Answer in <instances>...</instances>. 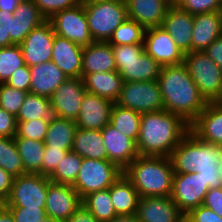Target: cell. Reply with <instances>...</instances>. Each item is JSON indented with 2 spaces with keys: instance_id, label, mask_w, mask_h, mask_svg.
<instances>
[{
  "instance_id": "cell-20",
  "label": "cell",
  "mask_w": 222,
  "mask_h": 222,
  "mask_svg": "<svg viewBox=\"0 0 222 222\" xmlns=\"http://www.w3.org/2000/svg\"><path fill=\"white\" fill-rule=\"evenodd\" d=\"M83 47L55 34L51 61L67 78H82Z\"/></svg>"
},
{
  "instance_id": "cell-9",
  "label": "cell",
  "mask_w": 222,
  "mask_h": 222,
  "mask_svg": "<svg viewBox=\"0 0 222 222\" xmlns=\"http://www.w3.org/2000/svg\"><path fill=\"white\" fill-rule=\"evenodd\" d=\"M51 180L41 174H24L14 177L7 207L45 208L47 190Z\"/></svg>"
},
{
  "instance_id": "cell-46",
  "label": "cell",
  "mask_w": 222,
  "mask_h": 222,
  "mask_svg": "<svg viewBox=\"0 0 222 222\" xmlns=\"http://www.w3.org/2000/svg\"><path fill=\"white\" fill-rule=\"evenodd\" d=\"M14 12L0 10V48L14 45L12 43Z\"/></svg>"
},
{
  "instance_id": "cell-61",
  "label": "cell",
  "mask_w": 222,
  "mask_h": 222,
  "mask_svg": "<svg viewBox=\"0 0 222 222\" xmlns=\"http://www.w3.org/2000/svg\"><path fill=\"white\" fill-rule=\"evenodd\" d=\"M219 175H220V178H221V181H222V163H221L220 168H219Z\"/></svg>"
},
{
  "instance_id": "cell-49",
  "label": "cell",
  "mask_w": 222,
  "mask_h": 222,
  "mask_svg": "<svg viewBox=\"0 0 222 222\" xmlns=\"http://www.w3.org/2000/svg\"><path fill=\"white\" fill-rule=\"evenodd\" d=\"M17 130L16 116L0 107V137L14 138Z\"/></svg>"
},
{
  "instance_id": "cell-39",
  "label": "cell",
  "mask_w": 222,
  "mask_h": 222,
  "mask_svg": "<svg viewBox=\"0 0 222 222\" xmlns=\"http://www.w3.org/2000/svg\"><path fill=\"white\" fill-rule=\"evenodd\" d=\"M25 65L19 45L0 48V84L6 83L14 71Z\"/></svg>"
},
{
  "instance_id": "cell-18",
  "label": "cell",
  "mask_w": 222,
  "mask_h": 222,
  "mask_svg": "<svg viewBox=\"0 0 222 222\" xmlns=\"http://www.w3.org/2000/svg\"><path fill=\"white\" fill-rule=\"evenodd\" d=\"M101 134L108 160L124 171L139 155L136 142L110 123L101 130Z\"/></svg>"
},
{
  "instance_id": "cell-54",
  "label": "cell",
  "mask_w": 222,
  "mask_h": 222,
  "mask_svg": "<svg viewBox=\"0 0 222 222\" xmlns=\"http://www.w3.org/2000/svg\"><path fill=\"white\" fill-rule=\"evenodd\" d=\"M0 222H15L11 211L4 203L0 204Z\"/></svg>"
},
{
  "instance_id": "cell-45",
  "label": "cell",
  "mask_w": 222,
  "mask_h": 222,
  "mask_svg": "<svg viewBox=\"0 0 222 222\" xmlns=\"http://www.w3.org/2000/svg\"><path fill=\"white\" fill-rule=\"evenodd\" d=\"M15 222H41L47 215L45 208L8 207Z\"/></svg>"
},
{
  "instance_id": "cell-23",
  "label": "cell",
  "mask_w": 222,
  "mask_h": 222,
  "mask_svg": "<svg viewBox=\"0 0 222 222\" xmlns=\"http://www.w3.org/2000/svg\"><path fill=\"white\" fill-rule=\"evenodd\" d=\"M30 74V93L47 98L67 79L52 61L30 66Z\"/></svg>"
},
{
  "instance_id": "cell-56",
  "label": "cell",
  "mask_w": 222,
  "mask_h": 222,
  "mask_svg": "<svg viewBox=\"0 0 222 222\" xmlns=\"http://www.w3.org/2000/svg\"><path fill=\"white\" fill-rule=\"evenodd\" d=\"M108 222H139L136 214L134 215H116Z\"/></svg>"
},
{
  "instance_id": "cell-33",
  "label": "cell",
  "mask_w": 222,
  "mask_h": 222,
  "mask_svg": "<svg viewBox=\"0 0 222 222\" xmlns=\"http://www.w3.org/2000/svg\"><path fill=\"white\" fill-rule=\"evenodd\" d=\"M77 124L74 120L59 118L49 124L44 140L45 147L72 150Z\"/></svg>"
},
{
  "instance_id": "cell-21",
  "label": "cell",
  "mask_w": 222,
  "mask_h": 222,
  "mask_svg": "<svg viewBox=\"0 0 222 222\" xmlns=\"http://www.w3.org/2000/svg\"><path fill=\"white\" fill-rule=\"evenodd\" d=\"M161 26L173 37L184 53L192 52L193 15L178 6L168 8Z\"/></svg>"
},
{
  "instance_id": "cell-37",
  "label": "cell",
  "mask_w": 222,
  "mask_h": 222,
  "mask_svg": "<svg viewBox=\"0 0 222 222\" xmlns=\"http://www.w3.org/2000/svg\"><path fill=\"white\" fill-rule=\"evenodd\" d=\"M82 159L76 152L69 151L49 176V179L55 183L73 185L80 170Z\"/></svg>"
},
{
  "instance_id": "cell-47",
  "label": "cell",
  "mask_w": 222,
  "mask_h": 222,
  "mask_svg": "<svg viewBox=\"0 0 222 222\" xmlns=\"http://www.w3.org/2000/svg\"><path fill=\"white\" fill-rule=\"evenodd\" d=\"M31 74L30 67L24 65L14 71L6 84L18 90H24L30 93Z\"/></svg>"
},
{
  "instance_id": "cell-30",
  "label": "cell",
  "mask_w": 222,
  "mask_h": 222,
  "mask_svg": "<svg viewBox=\"0 0 222 222\" xmlns=\"http://www.w3.org/2000/svg\"><path fill=\"white\" fill-rule=\"evenodd\" d=\"M72 151L76 152L82 158L108 159L101 130H87L77 127Z\"/></svg>"
},
{
  "instance_id": "cell-12",
  "label": "cell",
  "mask_w": 222,
  "mask_h": 222,
  "mask_svg": "<svg viewBox=\"0 0 222 222\" xmlns=\"http://www.w3.org/2000/svg\"><path fill=\"white\" fill-rule=\"evenodd\" d=\"M209 189L200 173H174L171 199L186 215L203 204Z\"/></svg>"
},
{
  "instance_id": "cell-26",
  "label": "cell",
  "mask_w": 222,
  "mask_h": 222,
  "mask_svg": "<svg viewBox=\"0 0 222 222\" xmlns=\"http://www.w3.org/2000/svg\"><path fill=\"white\" fill-rule=\"evenodd\" d=\"M192 52L204 51L222 35L219 11L193 15Z\"/></svg>"
},
{
  "instance_id": "cell-5",
  "label": "cell",
  "mask_w": 222,
  "mask_h": 222,
  "mask_svg": "<svg viewBox=\"0 0 222 222\" xmlns=\"http://www.w3.org/2000/svg\"><path fill=\"white\" fill-rule=\"evenodd\" d=\"M111 46L123 82L158 80L162 66L144 51L143 44Z\"/></svg>"
},
{
  "instance_id": "cell-22",
  "label": "cell",
  "mask_w": 222,
  "mask_h": 222,
  "mask_svg": "<svg viewBox=\"0 0 222 222\" xmlns=\"http://www.w3.org/2000/svg\"><path fill=\"white\" fill-rule=\"evenodd\" d=\"M190 131L204 142L222 145V106L215 102L207 103L190 124Z\"/></svg>"
},
{
  "instance_id": "cell-17",
  "label": "cell",
  "mask_w": 222,
  "mask_h": 222,
  "mask_svg": "<svg viewBox=\"0 0 222 222\" xmlns=\"http://www.w3.org/2000/svg\"><path fill=\"white\" fill-rule=\"evenodd\" d=\"M136 216L139 222H185V214L171 196L140 197Z\"/></svg>"
},
{
  "instance_id": "cell-52",
  "label": "cell",
  "mask_w": 222,
  "mask_h": 222,
  "mask_svg": "<svg viewBox=\"0 0 222 222\" xmlns=\"http://www.w3.org/2000/svg\"><path fill=\"white\" fill-rule=\"evenodd\" d=\"M204 52L222 69V35L206 48Z\"/></svg>"
},
{
  "instance_id": "cell-43",
  "label": "cell",
  "mask_w": 222,
  "mask_h": 222,
  "mask_svg": "<svg viewBox=\"0 0 222 222\" xmlns=\"http://www.w3.org/2000/svg\"><path fill=\"white\" fill-rule=\"evenodd\" d=\"M40 13L49 20L55 13L80 4L79 0H32Z\"/></svg>"
},
{
  "instance_id": "cell-28",
  "label": "cell",
  "mask_w": 222,
  "mask_h": 222,
  "mask_svg": "<svg viewBox=\"0 0 222 222\" xmlns=\"http://www.w3.org/2000/svg\"><path fill=\"white\" fill-rule=\"evenodd\" d=\"M82 79L86 92L96 94L113 103L119 99L123 80L117 71L86 74Z\"/></svg>"
},
{
  "instance_id": "cell-55",
  "label": "cell",
  "mask_w": 222,
  "mask_h": 222,
  "mask_svg": "<svg viewBox=\"0 0 222 222\" xmlns=\"http://www.w3.org/2000/svg\"><path fill=\"white\" fill-rule=\"evenodd\" d=\"M21 1L23 0H0V10L15 12V9Z\"/></svg>"
},
{
  "instance_id": "cell-32",
  "label": "cell",
  "mask_w": 222,
  "mask_h": 222,
  "mask_svg": "<svg viewBox=\"0 0 222 222\" xmlns=\"http://www.w3.org/2000/svg\"><path fill=\"white\" fill-rule=\"evenodd\" d=\"M19 155L25 168V174H41L42 160L44 158V141L14 137Z\"/></svg>"
},
{
  "instance_id": "cell-24",
  "label": "cell",
  "mask_w": 222,
  "mask_h": 222,
  "mask_svg": "<svg viewBox=\"0 0 222 222\" xmlns=\"http://www.w3.org/2000/svg\"><path fill=\"white\" fill-rule=\"evenodd\" d=\"M117 71L109 42L94 41L82 51V78L86 74Z\"/></svg>"
},
{
  "instance_id": "cell-57",
  "label": "cell",
  "mask_w": 222,
  "mask_h": 222,
  "mask_svg": "<svg viewBox=\"0 0 222 222\" xmlns=\"http://www.w3.org/2000/svg\"><path fill=\"white\" fill-rule=\"evenodd\" d=\"M79 1L82 4H93V3L103 2V1H108V0H79Z\"/></svg>"
},
{
  "instance_id": "cell-7",
  "label": "cell",
  "mask_w": 222,
  "mask_h": 222,
  "mask_svg": "<svg viewBox=\"0 0 222 222\" xmlns=\"http://www.w3.org/2000/svg\"><path fill=\"white\" fill-rule=\"evenodd\" d=\"M183 63L201 96L215 102L222 90V69L204 51L186 53Z\"/></svg>"
},
{
  "instance_id": "cell-13",
  "label": "cell",
  "mask_w": 222,
  "mask_h": 222,
  "mask_svg": "<svg viewBox=\"0 0 222 222\" xmlns=\"http://www.w3.org/2000/svg\"><path fill=\"white\" fill-rule=\"evenodd\" d=\"M143 45L144 51L161 66L177 65L184 62L185 54L162 26L146 29Z\"/></svg>"
},
{
  "instance_id": "cell-11",
  "label": "cell",
  "mask_w": 222,
  "mask_h": 222,
  "mask_svg": "<svg viewBox=\"0 0 222 222\" xmlns=\"http://www.w3.org/2000/svg\"><path fill=\"white\" fill-rule=\"evenodd\" d=\"M49 21L56 35L66 38L77 45L86 47L94 42L82 3L55 13Z\"/></svg>"
},
{
  "instance_id": "cell-27",
  "label": "cell",
  "mask_w": 222,
  "mask_h": 222,
  "mask_svg": "<svg viewBox=\"0 0 222 222\" xmlns=\"http://www.w3.org/2000/svg\"><path fill=\"white\" fill-rule=\"evenodd\" d=\"M46 21L32 0H23L15 9L13 17L12 43L20 45L26 36Z\"/></svg>"
},
{
  "instance_id": "cell-1",
  "label": "cell",
  "mask_w": 222,
  "mask_h": 222,
  "mask_svg": "<svg viewBox=\"0 0 222 222\" xmlns=\"http://www.w3.org/2000/svg\"><path fill=\"white\" fill-rule=\"evenodd\" d=\"M189 131L190 124L177 114L166 110L142 113L136 142L139 156L170 157Z\"/></svg>"
},
{
  "instance_id": "cell-41",
  "label": "cell",
  "mask_w": 222,
  "mask_h": 222,
  "mask_svg": "<svg viewBox=\"0 0 222 222\" xmlns=\"http://www.w3.org/2000/svg\"><path fill=\"white\" fill-rule=\"evenodd\" d=\"M48 127L49 123L45 122L41 118L32 121L17 122L15 137L44 141Z\"/></svg>"
},
{
  "instance_id": "cell-59",
  "label": "cell",
  "mask_w": 222,
  "mask_h": 222,
  "mask_svg": "<svg viewBox=\"0 0 222 222\" xmlns=\"http://www.w3.org/2000/svg\"><path fill=\"white\" fill-rule=\"evenodd\" d=\"M41 222H60L51 217L46 216Z\"/></svg>"
},
{
  "instance_id": "cell-40",
  "label": "cell",
  "mask_w": 222,
  "mask_h": 222,
  "mask_svg": "<svg viewBox=\"0 0 222 222\" xmlns=\"http://www.w3.org/2000/svg\"><path fill=\"white\" fill-rule=\"evenodd\" d=\"M29 92L18 90L6 83L0 84V107L17 116Z\"/></svg>"
},
{
  "instance_id": "cell-36",
  "label": "cell",
  "mask_w": 222,
  "mask_h": 222,
  "mask_svg": "<svg viewBox=\"0 0 222 222\" xmlns=\"http://www.w3.org/2000/svg\"><path fill=\"white\" fill-rule=\"evenodd\" d=\"M0 167L14 177L25 174L14 138L0 137Z\"/></svg>"
},
{
  "instance_id": "cell-38",
  "label": "cell",
  "mask_w": 222,
  "mask_h": 222,
  "mask_svg": "<svg viewBox=\"0 0 222 222\" xmlns=\"http://www.w3.org/2000/svg\"><path fill=\"white\" fill-rule=\"evenodd\" d=\"M145 29L136 21L127 18L114 31L108 41L111 45L143 44Z\"/></svg>"
},
{
  "instance_id": "cell-35",
  "label": "cell",
  "mask_w": 222,
  "mask_h": 222,
  "mask_svg": "<svg viewBox=\"0 0 222 222\" xmlns=\"http://www.w3.org/2000/svg\"><path fill=\"white\" fill-rule=\"evenodd\" d=\"M82 204L99 222H108L117 215L110 197V187L87 194L82 198Z\"/></svg>"
},
{
  "instance_id": "cell-14",
  "label": "cell",
  "mask_w": 222,
  "mask_h": 222,
  "mask_svg": "<svg viewBox=\"0 0 222 222\" xmlns=\"http://www.w3.org/2000/svg\"><path fill=\"white\" fill-rule=\"evenodd\" d=\"M54 29L49 20L35 27L19 45L26 65L51 61Z\"/></svg>"
},
{
  "instance_id": "cell-6",
  "label": "cell",
  "mask_w": 222,
  "mask_h": 222,
  "mask_svg": "<svg viewBox=\"0 0 222 222\" xmlns=\"http://www.w3.org/2000/svg\"><path fill=\"white\" fill-rule=\"evenodd\" d=\"M83 5L94 41L108 42L116 28L128 18L125 0H108Z\"/></svg>"
},
{
  "instance_id": "cell-19",
  "label": "cell",
  "mask_w": 222,
  "mask_h": 222,
  "mask_svg": "<svg viewBox=\"0 0 222 222\" xmlns=\"http://www.w3.org/2000/svg\"><path fill=\"white\" fill-rule=\"evenodd\" d=\"M113 105V102L103 97L86 92L75 120L77 127L87 130H102L110 123Z\"/></svg>"
},
{
  "instance_id": "cell-42",
  "label": "cell",
  "mask_w": 222,
  "mask_h": 222,
  "mask_svg": "<svg viewBox=\"0 0 222 222\" xmlns=\"http://www.w3.org/2000/svg\"><path fill=\"white\" fill-rule=\"evenodd\" d=\"M177 6L192 15L219 11L222 0H178Z\"/></svg>"
},
{
  "instance_id": "cell-10",
  "label": "cell",
  "mask_w": 222,
  "mask_h": 222,
  "mask_svg": "<svg viewBox=\"0 0 222 222\" xmlns=\"http://www.w3.org/2000/svg\"><path fill=\"white\" fill-rule=\"evenodd\" d=\"M116 104L139 113L163 110V99L158 80L123 82Z\"/></svg>"
},
{
  "instance_id": "cell-29",
  "label": "cell",
  "mask_w": 222,
  "mask_h": 222,
  "mask_svg": "<svg viewBox=\"0 0 222 222\" xmlns=\"http://www.w3.org/2000/svg\"><path fill=\"white\" fill-rule=\"evenodd\" d=\"M110 197L117 215L136 214L140 196L124 174L110 186Z\"/></svg>"
},
{
  "instance_id": "cell-34",
  "label": "cell",
  "mask_w": 222,
  "mask_h": 222,
  "mask_svg": "<svg viewBox=\"0 0 222 222\" xmlns=\"http://www.w3.org/2000/svg\"><path fill=\"white\" fill-rule=\"evenodd\" d=\"M142 113L124 108L114 103L111 110L110 124L121 133L137 142Z\"/></svg>"
},
{
  "instance_id": "cell-58",
  "label": "cell",
  "mask_w": 222,
  "mask_h": 222,
  "mask_svg": "<svg viewBox=\"0 0 222 222\" xmlns=\"http://www.w3.org/2000/svg\"><path fill=\"white\" fill-rule=\"evenodd\" d=\"M166 3L169 7L177 6L178 0H161Z\"/></svg>"
},
{
  "instance_id": "cell-15",
  "label": "cell",
  "mask_w": 222,
  "mask_h": 222,
  "mask_svg": "<svg viewBox=\"0 0 222 222\" xmlns=\"http://www.w3.org/2000/svg\"><path fill=\"white\" fill-rule=\"evenodd\" d=\"M46 215L60 222H66L81 206L82 198L69 184L50 182L46 197Z\"/></svg>"
},
{
  "instance_id": "cell-25",
  "label": "cell",
  "mask_w": 222,
  "mask_h": 222,
  "mask_svg": "<svg viewBox=\"0 0 222 222\" xmlns=\"http://www.w3.org/2000/svg\"><path fill=\"white\" fill-rule=\"evenodd\" d=\"M127 15L145 30L161 26L169 6L161 0H125Z\"/></svg>"
},
{
  "instance_id": "cell-62",
  "label": "cell",
  "mask_w": 222,
  "mask_h": 222,
  "mask_svg": "<svg viewBox=\"0 0 222 222\" xmlns=\"http://www.w3.org/2000/svg\"><path fill=\"white\" fill-rule=\"evenodd\" d=\"M219 13H220V20H221V24H222V6H221V8L219 10Z\"/></svg>"
},
{
  "instance_id": "cell-53",
  "label": "cell",
  "mask_w": 222,
  "mask_h": 222,
  "mask_svg": "<svg viewBox=\"0 0 222 222\" xmlns=\"http://www.w3.org/2000/svg\"><path fill=\"white\" fill-rule=\"evenodd\" d=\"M66 222H99L91 212L83 205L70 216Z\"/></svg>"
},
{
  "instance_id": "cell-16",
  "label": "cell",
  "mask_w": 222,
  "mask_h": 222,
  "mask_svg": "<svg viewBox=\"0 0 222 222\" xmlns=\"http://www.w3.org/2000/svg\"><path fill=\"white\" fill-rule=\"evenodd\" d=\"M86 93L82 78H67L50 96L60 118L76 120Z\"/></svg>"
},
{
  "instance_id": "cell-60",
  "label": "cell",
  "mask_w": 222,
  "mask_h": 222,
  "mask_svg": "<svg viewBox=\"0 0 222 222\" xmlns=\"http://www.w3.org/2000/svg\"><path fill=\"white\" fill-rule=\"evenodd\" d=\"M215 103L222 106V90Z\"/></svg>"
},
{
  "instance_id": "cell-3",
  "label": "cell",
  "mask_w": 222,
  "mask_h": 222,
  "mask_svg": "<svg viewBox=\"0 0 222 222\" xmlns=\"http://www.w3.org/2000/svg\"><path fill=\"white\" fill-rule=\"evenodd\" d=\"M175 173H200L211 188L222 187L219 168L222 163V145L200 140L189 131L170 156Z\"/></svg>"
},
{
  "instance_id": "cell-50",
  "label": "cell",
  "mask_w": 222,
  "mask_h": 222,
  "mask_svg": "<svg viewBox=\"0 0 222 222\" xmlns=\"http://www.w3.org/2000/svg\"><path fill=\"white\" fill-rule=\"evenodd\" d=\"M202 205L210 208L218 216L222 217V187L209 189Z\"/></svg>"
},
{
  "instance_id": "cell-48",
  "label": "cell",
  "mask_w": 222,
  "mask_h": 222,
  "mask_svg": "<svg viewBox=\"0 0 222 222\" xmlns=\"http://www.w3.org/2000/svg\"><path fill=\"white\" fill-rule=\"evenodd\" d=\"M185 222H222V217L210 208L200 205L185 215Z\"/></svg>"
},
{
  "instance_id": "cell-31",
  "label": "cell",
  "mask_w": 222,
  "mask_h": 222,
  "mask_svg": "<svg viewBox=\"0 0 222 222\" xmlns=\"http://www.w3.org/2000/svg\"><path fill=\"white\" fill-rule=\"evenodd\" d=\"M43 119L47 123L60 118L58 111L51 105L50 99L28 93L16 116L17 122Z\"/></svg>"
},
{
  "instance_id": "cell-8",
  "label": "cell",
  "mask_w": 222,
  "mask_h": 222,
  "mask_svg": "<svg viewBox=\"0 0 222 222\" xmlns=\"http://www.w3.org/2000/svg\"><path fill=\"white\" fill-rule=\"evenodd\" d=\"M122 174L123 171L108 159L83 158L72 187L83 198L87 194L108 189Z\"/></svg>"
},
{
  "instance_id": "cell-44",
  "label": "cell",
  "mask_w": 222,
  "mask_h": 222,
  "mask_svg": "<svg viewBox=\"0 0 222 222\" xmlns=\"http://www.w3.org/2000/svg\"><path fill=\"white\" fill-rule=\"evenodd\" d=\"M69 151L71 150L45 147L44 158L42 160V175L49 177Z\"/></svg>"
},
{
  "instance_id": "cell-2",
  "label": "cell",
  "mask_w": 222,
  "mask_h": 222,
  "mask_svg": "<svg viewBox=\"0 0 222 222\" xmlns=\"http://www.w3.org/2000/svg\"><path fill=\"white\" fill-rule=\"evenodd\" d=\"M158 83L163 99V110L181 116L191 124L205 109L201 96L184 63L162 66Z\"/></svg>"
},
{
  "instance_id": "cell-4",
  "label": "cell",
  "mask_w": 222,
  "mask_h": 222,
  "mask_svg": "<svg viewBox=\"0 0 222 222\" xmlns=\"http://www.w3.org/2000/svg\"><path fill=\"white\" fill-rule=\"evenodd\" d=\"M174 173L170 157L139 155L123 171L140 197L171 196Z\"/></svg>"
},
{
  "instance_id": "cell-51",
  "label": "cell",
  "mask_w": 222,
  "mask_h": 222,
  "mask_svg": "<svg viewBox=\"0 0 222 222\" xmlns=\"http://www.w3.org/2000/svg\"><path fill=\"white\" fill-rule=\"evenodd\" d=\"M14 176L0 167V200L4 203L9 197Z\"/></svg>"
}]
</instances>
